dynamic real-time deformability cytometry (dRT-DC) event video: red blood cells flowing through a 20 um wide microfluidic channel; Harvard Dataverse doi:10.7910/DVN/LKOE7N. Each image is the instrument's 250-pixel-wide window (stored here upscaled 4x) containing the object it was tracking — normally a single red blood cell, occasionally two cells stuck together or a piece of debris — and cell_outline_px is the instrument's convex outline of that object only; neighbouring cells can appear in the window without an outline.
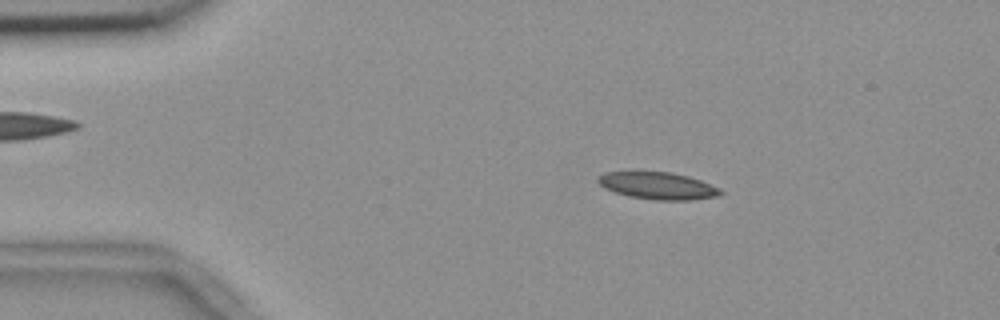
{"species": "common noctule bat (a hibernating species)", "species_latin": "Nyctalus noctula", "temperature_condition": "room temperature", "stored_images_in_passage": 4, "camera_frame_rate_fps": 3000, "um_per_image_px": 0.085, "animal": {"sex": "female", "body_mass_g": 18.4}, "frame": {"image": 1, "passage_image": 1, "time_ms": 0.0, "image_size_px": [1000, 320], "cell_outline_px": [[724, 192], [720, 196], [692, 200], [656, 200], [628, 196], [604, 188], [596, 180], [604, 172], [668, 172], [688, 176], [700, 180], [720, 188]], "centroid_in_image_um": [55.95, 15.8], "position_along_channel_um": 29.0, "area_um2": 19.31}}
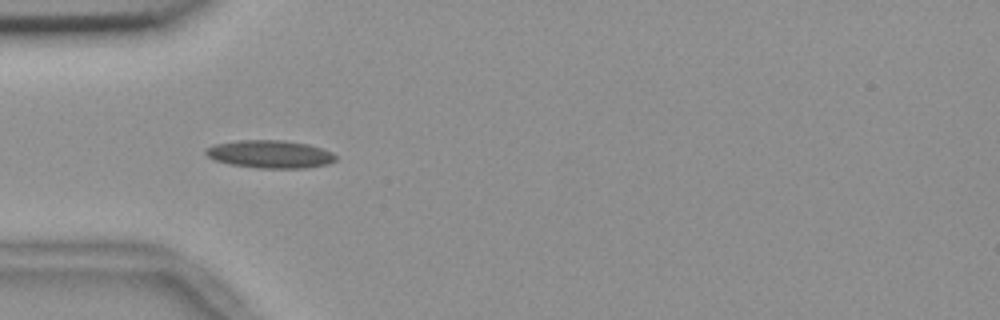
{"frame": {"image": 2, "passage_image": 3, "time_ms": 0.667, "image_size_px": [1000, 320], "cell_outline_px": [[336, 160], [328, 164], [304, 168], [256, 168], [232, 164], [216, 160], [208, 156], [204, 152], [208, 148], [216, 144], [240, 140], [284, 140], [308, 144], [332, 152], [336, 156]], "centroid_in_image_um": [22.99, 13.1], "position_along_channel_um": 62.0, "area_um2": 20.87}}